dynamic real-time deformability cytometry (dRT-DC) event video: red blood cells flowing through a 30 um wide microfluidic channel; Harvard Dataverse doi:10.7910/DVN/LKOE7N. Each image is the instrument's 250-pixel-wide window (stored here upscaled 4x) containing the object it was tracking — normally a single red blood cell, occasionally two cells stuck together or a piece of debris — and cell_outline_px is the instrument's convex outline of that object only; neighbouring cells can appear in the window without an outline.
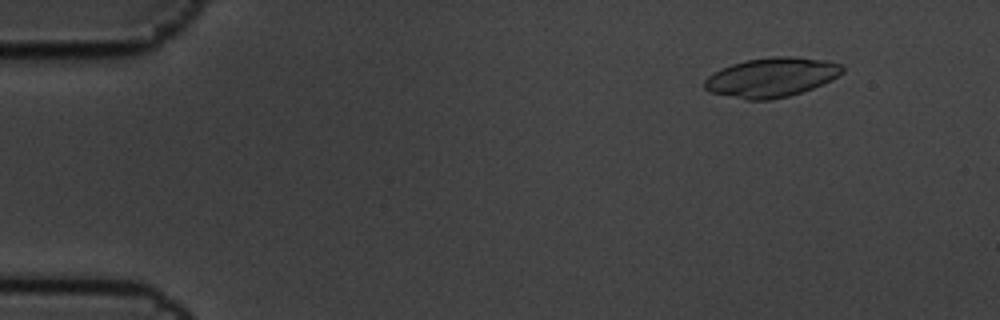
{"species": "common noctule bat (a hibernating species)", "species_latin": "Nyctalus noctula", "temperature_condition": "cold", "stored_images_in_passage": 4, "camera_frame_rate_fps": 3000, "um_per_image_px": 0.085, "animal": {"sex": "male", "body_mass_g": 19.5, "forearm_length_mm": 54.6}, "frame": {"image": 1, "passage_image": 1, "time_ms": 0.0, "image_size_px": [1000, 320], "cell_outline_px": [[844, 72], [812, 88], [788, 96], [772, 100], [748, 100], [708, 92], [704, 88], [704, 80], [708, 76], [732, 64], [744, 60], [772, 56], [792, 56], [824, 60], [840, 64], [844, 68]], "centroid_in_image_um": [65.54, 6.57], "position_along_channel_um": 19.5, "area_um2": 31.39}}